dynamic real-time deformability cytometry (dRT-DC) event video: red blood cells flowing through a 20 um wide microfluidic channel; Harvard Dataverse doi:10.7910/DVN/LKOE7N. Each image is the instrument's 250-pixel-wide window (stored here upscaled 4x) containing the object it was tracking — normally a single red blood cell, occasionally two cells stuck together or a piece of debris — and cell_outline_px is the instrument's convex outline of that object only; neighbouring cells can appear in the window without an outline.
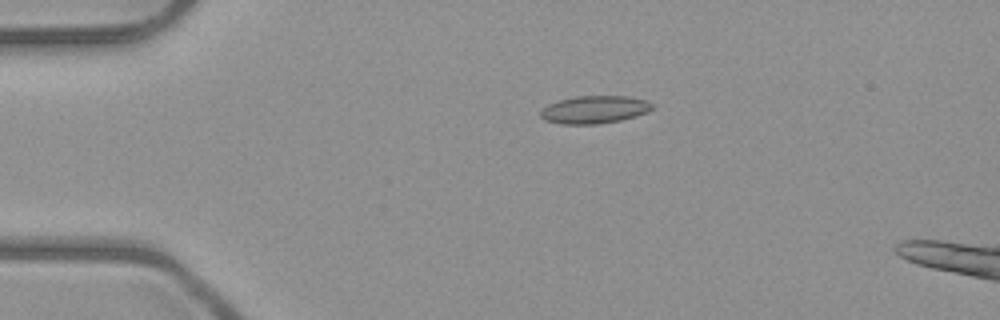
{"species": "common noctule bat (a hibernating species)", "species_latin": "Nyctalus noctula", "temperature_condition": "room temperature", "stored_images_in_passage": 4, "camera_frame_rate_fps": 3000, "um_per_image_px": 0.085, "animal": {"sex": "male", "body_mass_g": 23.1, "forearm_length_mm": 52.7}, "frame": {"image": 1, "passage_image": 4, "time_ms": 3.667, "image_size_px": [1000, 320], "cell_outline_px": [[656, 108], [636, 116], [620, 120], [596, 124], [560, 124], [544, 120], [540, 116], [540, 112], [548, 104], [560, 100], [576, 96], [628, 96], [648, 100], [656, 104]], "centroid_in_image_um": [50.58, 9.31], "position_along_channel_um": 34.4, "area_um2": 18.21}}